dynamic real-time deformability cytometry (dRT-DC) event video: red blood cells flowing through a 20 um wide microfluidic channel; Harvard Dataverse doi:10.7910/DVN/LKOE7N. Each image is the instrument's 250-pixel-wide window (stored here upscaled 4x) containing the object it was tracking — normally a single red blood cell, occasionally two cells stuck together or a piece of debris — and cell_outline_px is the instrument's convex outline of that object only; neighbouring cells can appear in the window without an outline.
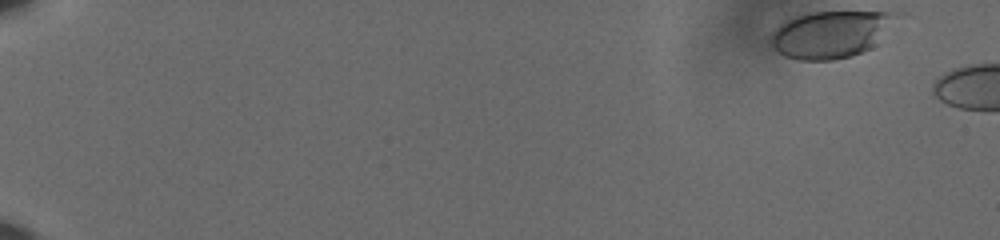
{"species": "human", "species_latin": "Homo sapiens", "temperature_condition": "cold", "stored_images_in_passage": 10, "camera_frame_rate_fps": 3000, "um_per_image_px": 0.085, "donor": {"sex": "male"}, "frame": {"image": 1, "passage_image": 1, "time_ms": 0.0, "image_size_px": [1000, 240], "cell_outline_px": [[904, 12], [880, 44], [872, 48], [852, 56], [832, 60], [796, 60], [784, 56], [772, 48], [772, 32], [784, 20], [796, 16], [812, 12]], "centroid_in_image_um": [70.71, 2.91], "position_along_channel_um": 14.3, "area_um2": 35.14}}